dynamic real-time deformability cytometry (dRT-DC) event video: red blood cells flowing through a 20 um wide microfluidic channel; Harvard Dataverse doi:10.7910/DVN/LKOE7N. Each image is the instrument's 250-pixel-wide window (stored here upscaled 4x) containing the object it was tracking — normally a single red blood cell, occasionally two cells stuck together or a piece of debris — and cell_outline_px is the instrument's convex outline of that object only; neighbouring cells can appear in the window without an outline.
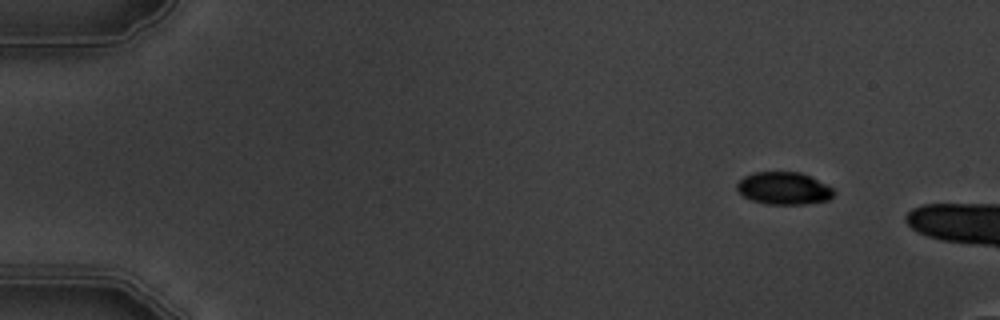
{"species": "common noctule bat (a hibernating species)", "species_latin": "Nyctalus noctula", "temperature_condition": "warm", "stored_images_in_passage": 3, "camera_frame_rate_fps": 3000, "um_per_image_px": 0.085, "animal": {"sex": "male", "body_mass_g": 19.5, "forearm_length_mm": 54.6}, "frame": {"image": 1, "passage_image": 1, "time_ms": 0.0, "image_size_px": [1000, 320], "cell_outline_px": [[836, 192], [828, 200], [804, 204], [768, 204], [752, 200], [744, 196], [736, 188], [736, 184], [744, 176], [752, 172], [800, 172], [832, 188]], "centroid_in_image_um": [66.6, 16.0], "position_along_channel_um": 18.4, "area_um2": 18.09}}